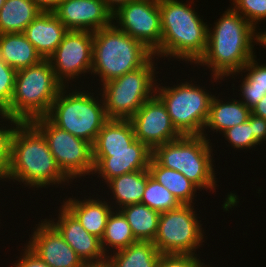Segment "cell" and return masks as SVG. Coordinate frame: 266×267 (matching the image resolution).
Returning <instances> with one entry per match:
<instances>
[{
    "label": "cell",
    "instance_id": "obj_1",
    "mask_svg": "<svg viewBox=\"0 0 266 267\" xmlns=\"http://www.w3.org/2000/svg\"><path fill=\"white\" fill-rule=\"evenodd\" d=\"M226 10L213 28L208 25L206 50L196 63L210 69L214 82L240 72L255 56L254 27L231 6Z\"/></svg>",
    "mask_w": 266,
    "mask_h": 267
},
{
    "label": "cell",
    "instance_id": "obj_2",
    "mask_svg": "<svg viewBox=\"0 0 266 267\" xmlns=\"http://www.w3.org/2000/svg\"><path fill=\"white\" fill-rule=\"evenodd\" d=\"M7 179L23 183L28 189L58 187L69 181L72 184L59 168L46 139L31 122H19L15 126Z\"/></svg>",
    "mask_w": 266,
    "mask_h": 267
},
{
    "label": "cell",
    "instance_id": "obj_3",
    "mask_svg": "<svg viewBox=\"0 0 266 267\" xmlns=\"http://www.w3.org/2000/svg\"><path fill=\"white\" fill-rule=\"evenodd\" d=\"M192 1L159 0L162 38L160 47L153 53L157 57L174 58L195 64L207 46L208 24L195 11ZM182 59V60H181Z\"/></svg>",
    "mask_w": 266,
    "mask_h": 267
},
{
    "label": "cell",
    "instance_id": "obj_4",
    "mask_svg": "<svg viewBox=\"0 0 266 267\" xmlns=\"http://www.w3.org/2000/svg\"><path fill=\"white\" fill-rule=\"evenodd\" d=\"M153 52L113 23L93 32L91 75L101 84L142 67Z\"/></svg>",
    "mask_w": 266,
    "mask_h": 267
},
{
    "label": "cell",
    "instance_id": "obj_5",
    "mask_svg": "<svg viewBox=\"0 0 266 267\" xmlns=\"http://www.w3.org/2000/svg\"><path fill=\"white\" fill-rule=\"evenodd\" d=\"M63 85L48 59L16 72L10 107L3 113L18 122L45 117Z\"/></svg>",
    "mask_w": 266,
    "mask_h": 267
},
{
    "label": "cell",
    "instance_id": "obj_6",
    "mask_svg": "<svg viewBox=\"0 0 266 267\" xmlns=\"http://www.w3.org/2000/svg\"><path fill=\"white\" fill-rule=\"evenodd\" d=\"M204 136H182L181 138L156 146L152 158L161 166L182 173L200 191L216 190L217 178L213 168L212 143Z\"/></svg>",
    "mask_w": 266,
    "mask_h": 267
},
{
    "label": "cell",
    "instance_id": "obj_7",
    "mask_svg": "<svg viewBox=\"0 0 266 267\" xmlns=\"http://www.w3.org/2000/svg\"><path fill=\"white\" fill-rule=\"evenodd\" d=\"M94 94L63 86L46 117L57 127L93 145L99 131L109 120L103 99L98 96L100 93L96 97Z\"/></svg>",
    "mask_w": 266,
    "mask_h": 267
},
{
    "label": "cell",
    "instance_id": "obj_8",
    "mask_svg": "<svg viewBox=\"0 0 266 267\" xmlns=\"http://www.w3.org/2000/svg\"><path fill=\"white\" fill-rule=\"evenodd\" d=\"M154 59L153 55L142 67L101 85L99 92L108 119L129 120L155 94L159 72Z\"/></svg>",
    "mask_w": 266,
    "mask_h": 267
},
{
    "label": "cell",
    "instance_id": "obj_9",
    "mask_svg": "<svg viewBox=\"0 0 266 267\" xmlns=\"http://www.w3.org/2000/svg\"><path fill=\"white\" fill-rule=\"evenodd\" d=\"M192 83L189 80L178 84L177 80L176 85L167 87L157 82L155 87V94L166 106L174 127L182 136L203 134L213 97L211 92Z\"/></svg>",
    "mask_w": 266,
    "mask_h": 267
},
{
    "label": "cell",
    "instance_id": "obj_10",
    "mask_svg": "<svg viewBox=\"0 0 266 267\" xmlns=\"http://www.w3.org/2000/svg\"><path fill=\"white\" fill-rule=\"evenodd\" d=\"M194 204H180L177 208L161 212L154 245L161 254H196L202 247L205 232L195 214ZM203 229V230H202Z\"/></svg>",
    "mask_w": 266,
    "mask_h": 267
},
{
    "label": "cell",
    "instance_id": "obj_11",
    "mask_svg": "<svg viewBox=\"0 0 266 267\" xmlns=\"http://www.w3.org/2000/svg\"><path fill=\"white\" fill-rule=\"evenodd\" d=\"M31 123L42 133L59 168L71 181L93 175L91 143L57 127L46 116Z\"/></svg>",
    "mask_w": 266,
    "mask_h": 267
},
{
    "label": "cell",
    "instance_id": "obj_12",
    "mask_svg": "<svg viewBox=\"0 0 266 267\" xmlns=\"http://www.w3.org/2000/svg\"><path fill=\"white\" fill-rule=\"evenodd\" d=\"M113 24L143 43L153 53L162 38L159 0H133L112 13ZM116 22H115V21Z\"/></svg>",
    "mask_w": 266,
    "mask_h": 267
},
{
    "label": "cell",
    "instance_id": "obj_13",
    "mask_svg": "<svg viewBox=\"0 0 266 267\" xmlns=\"http://www.w3.org/2000/svg\"><path fill=\"white\" fill-rule=\"evenodd\" d=\"M92 55L93 32L68 30L48 60L56 79L63 86H69V82L71 84L73 81L79 80L78 78L85 77L86 73L90 75Z\"/></svg>",
    "mask_w": 266,
    "mask_h": 267
},
{
    "label": "cell",
    "instance_id": "obj_14",
    "mask_svg": "<svg viewBox=\"0 0 266 267\" xmlns=\"http://www.w3.org/2000/svg\"><path fill=\"white\" fill-rule=\"evenodd\" d=\"M129 120L135 138L151 150L182 137L174 127L166 106L156 94L144 102Z\"/></svg>",
    "mask_w": 266,
    "mask_h": 267
},
{
    "label": "cell",
    "instance_id": "obj_15",
    "mask_svg": "<svg viewBox=\"0 0 266 267\" xmlns=\"http://www.w3.org/2000/svg\"><path fill=\"white\" fill-rule=\"evenodd\" d=\"M43 220L33 228L27 246L50 267H85L58 230L47 219Z\"/></svg>",
    "mask_w": 266,
    "mask_h": 267
},
{
    "label": "cell",
    "instance_id": "obj_16",
    "mask_svg": "<svg viewBox=\"0 0 266 267\" xmlns=\"http://www.w3.org/2000/svg\"><path fill=\"white\" fill-rule=\"evenodd\" d=\"M53 12L68 30L95 32L113 22L102 0H64Z\"/></svg>",
    "mask_w": 266,
    "mask_h": 267
},
{
    "label": "cell",
    "instance_id": "obj_17",
    "mask_svg": "<svg viewBox=\"0 0 266 267\" xmlns=\"http://www.w3.org/2000/svg\"><path fill=\"white\" fill-rule=\"evenodd\" d=\"M152 158V150L139 140L133 142V150L93 151V175L104 183L116 176L138 170H146ZM100 175V176H99Z\"/></svg>",
    "mask_w": 266,
    "mask_h": 267
},
{
    "label": "cell",
    "instance_id": "obj_18",
    "mask_svg": "<svg viewBox=\"0 0 266 267\" xmlns=\"http://www.w3.org/2000/svg\"><path fill=\"white\" fill-rule=\"evenodd\" d=\"M60 207L58 220H47L58 230L86 265L105 263L107 256L102 249L101 239L88 233L63 204Z\"/></svg>",
    "mask_w": 266,
    "mask_h": 267
},
{
    "label": "cell",
    "instance_id": "obj_19",
    "mask_svg": "<svg viewBox=\"0 0 266 267\" xmlns=\"http://www.w3.org/2000/svg\"><path fill=\"white\" fill-rule=\"evenodd\" d=\"M67 32L68 29L54 12L41 11L23 33L40 56L43 59H49Z\"/></svg>",
    "mask_w": 266,
    "mask_h": 267
},
{
    "label": "cell",
    "instance_id": "obj_20",
    "mask_svg": "<svg viewBox=\"0 0 266 267\" xmlns=\"http://www.w3.org/2000/svg\"><path fill=\"white\" fill-rule=\"evenodd\" d=\"M89 197L88 199L84 197L85 200H79L72 196V198H65L61 204L78 219L88 233L101 239L113 207L102 196L100 197L101 200L96 196L94 198L92 196Z\"/></svg>",
    "mask_w": 266,
    "mask_h": 267
},
{
    "label": "cell",
    "instance_id": "obj_21",
    "mask_svg": "<svg viewBox=\"0 0 266 267\" xmlns=\"http://www.w3.org/2000/svg\"><path fill=\"white\" fill-rule=\"evenodd\" d=\"M250 114L251 110L240 100L233 98L224 102L219 96L213 95L202 136L208 139L207 129L208 132L212 130L216 134H222L225 130L248 121Z\"/></svg>",
    "mask_w": 266,
    "mask_h": 267
},
{
    "label": "cell",
    "instance_id": "obj_22",
    "mask_svg": "<svg viewBox=\"0 0 266 267\" xmlns=\"http://www.w3.org/2000/svg\"><path fill=\"white\" fill-rule=\"evenodd\" d=\"M148 180V169L138 170L116 176L106 184L111 194V206L119 210L130 204L141 203L146 183ZM115 200V201H113Z\"/></svg>",
    "mask_w": 266,
    "mask_h": 267
},
{
    "label": "cell",
    "instance_id": "obj_23",
    "mask_svg": "<svg viewBox=\"0 0 266 267\" xmlns=\"http://www.w3.org/2000/svg\"><path fill=\"white\" fill-rule=\"evenodd\" d=\"M0 59L16 71L43 60L24 33L0 34Z\"/></svg>",
    "mask_w": 266,
    "mask_h": 267
},
{
    "label": "cell",
    "instance_id": "obj_24",
    "mask_svg": "<svg viewBox=\"0 0 266 267\" xmlns=\"http://www.w3.org/2000/svg\"><path fill=\"white\" fill-rule=\"evenodd\" d=\"M136 140L130 120L109 119L92 145L93 151L133 150Z\"/></svg>",
    "mask_w": 266,
    "mask_h": 267
},
{
    "label": "cell",
    "instance_id": "obj_25",
    "mask_svg": "<svg viewBox=\"0 0 266 267\" xmlns=\"http://www.w3.org/2000/svg\"><path fill=\"white\" fill-rule=\"evenodd\" d=\"M161 253L152 241H137L107 256L110 267H157Z\"/></svg>",
    "mask_w": 266,
    "mask_h": 267
},
{
    "label": "cell",
    "instance_id": "obj_26",
    "mask_svg": "<svg viewBox=\"0 0 266 267\" xmlns=\"http://www.w3.org/2000/svg\"><path fill=\"white\" fill-rule=\"evenodd\" d=\"M40 12L32 0H6L0 10V34L23 33Z\"/></svg>",
    "mask_w": 266,
    "mask_h": 267
},
{
    "label": "cell",
    "instance_id": "obj_27",
    "mask_svg": "<svg viewBox=\"0 0 266 267\" xmlns=\"http://www.w3.org/2000/svg\"><path fill=\"white\" fill-rule=\"evenodd\" d=\"M148 169L151 176L166 187L180 204H195L193 201L200 189L182 173L159 165L153 158Z\"/></svg>",
    "mask_w": 266,
    "mask_h": 267
},
{
    "label": "cell",
    "instance_id": "obj_28",
    "mask_svg": "<svg viewBox=\"0 0 266 267\" xmlns=\"http://www.w3.org/2000/svg\"><path fill=\"white\" fill-rule=\"evenodd\" d=\"M256 55L246 64L238 73L231 74L235 79L241 74L243 79L240 84L239 95L242 97L240 101L244 103L250 110L265 96L266 94V64H259ZM246 74L243 77V73ZM236 75V76H234Z\"/></svg>",
    "mask_w": 266,
    "mask_h": 267
},
{
    "label": "cell",
    "instance_id": "obj_29",
    "mask_svg": "<svg viewBox=\"0 0 266 267\" xmlns=\"http://www.w3.org/2000/svg\"><path fill=\"white\" fill-rule=\"evenodd\" d=\"M119 210L127 219L137 241H154L158 231L160 212L143 203L130 204Z\"/></svg>",
    "mask_w": 266,
    "mask_h": 267
},
{
    "label": "cell",
    "instance_id": "obj_30",
    "mask_svg": "<svg viewBox=\"0 0 266 267\" xmlns=\"http://www.w3.org/2000/svg\"><path fill=\"white\" fill-rule=\"evenodd\" d=\"M135 242H137V240L131 231L127 219L120 210L114 211L113 209L108 216L104 234L101 238V245L104 253L108 256L110 254L109 250L111 253L113 251H119Z\"/></svg>",
    "mask_w": 266,
    "mask_h": 267
},
{
    "label": "cell",
    "instance_id": "obj_31",
    "mask_svg": "<svg viewBox=\"0 0 266 267\" xmlns=\"http://www.w3.org/2000/svg\"><path fill=\"white\" fill-rule=\"evenodd\" d=\"M141 203L160 213L172 210L180 205L173 194L151 176L149 169L148 180Z\"/></svg>",
    "mask_w": 266,
    "mask_h": 267
},
{
    "label": "cell",
    "instance_id": "obj_32",
    "mask_svg": "<svg viewBox=\"0 0 266 267\" xmlns=\"http://www.w3.org/2000/svg\"><path fill=\"white\" fill-rule=\"evenodd\" d=\"M1 123L4 121L8 122L5 124L0 123V180L6 181V177L8 175V170L10 166V153H11V138L13 135V131L15 126L19 123L16 120L11 119L5 114L0 113ZM3 119V120H2ZM6 125V126H4ZM11 125V126H10Z\"/></svg>",
    "mask_w": 266,
    "mask_h": 267
},
{
    "label": "cell",
    "instance_id": "obj_33",
    "mask_svg": "<svg viewBox=\"0 0 266 267\" xmlns=\"http://www.w3.org/2000/svg\"><path fill=\"white\" fill-rule=\"evenodd\" d=\"M252 130V113L248 121L236 125L230 129L225 130L222 135L225 140L231 145L232 148L237 149H250L255 148L259 143L255 140Z\"/></svg>",
    "mask_w": 266,
    "mask_h": 267
},
{
    "label": "cell",
    "instance_id": "obj_34",
    "mask_svg": "<svg viewBox=\"0 0 266 267\" xmlns=\"http://www.w3.org/2000/svg\"><path fill=\"white\" fill-rule=\"evenodd\" d=\"M232 5L254 28L258 22L266 21V0H233Z\"/></svg>",
    "mask_w": 266,
    "mask_h": 267
},
{
    "label": "cell",
    "instance_id": "obj_35",
    "mask_svg": "<svg viewBox=\"0 0 266 267\" xmlns=\"http://www.w3.org/2000/svg\"><path fill=\"white\" fill-rule=\"evenodd\" d=\"M16 70L0 59V113L3 114L11 103L15 86Z\"/></svg>",
    "mask_w": 266,
    "mask_h": 267
},
{
    "label": "cell",
    "instance_id": "obj_36",
    "mask_svg": "<svg viewBox=\"0 0 266 267\" xmlns=\"http://www.w3.org/2000/svg\"><path fill=\"white\" fill-rule=\"evenodd\" d=\"M199 257V258H198ZM194 254H161L157 267H208Z\"/></svg>",
    "mask_w": 266,
    "mask_h": 267
},
{
    "label": "cell",
    "instance_id": "obj_37",
    "mask_svg": "<svg viewBox=\"0 0 266 267\" xmlns=\"http://www.w3.org/2000/svg\"><path fill=\"white\" fill-rule=\"evenodd\" d=\"M24 246L23 255L20 254L18 261L16 260L12 267H50L27 245Z\"/></svg>",
    "mask_w": 266,
    "mask_h": 267
},
{
    "label": "cell",
    "instance_id": "obj_38",
    "mask_svg": "<svg viewBox=\"0 0 266 267\" xmlns=\"http://www.w3.org/2000/svg\"><path fill=\"white\" fill-rule=\"evenodd\" d=\"M252 130L255 140L260 144L266 141V119L252 114Z\"/></svg>",
    "mask_w": 266,
    "mask_h": 267
},
{
    "label": "cell",
    "instance_id": "obj_39",
    "mask_svg": "<svg viewBox=\"0 0 266 267\" xmlns=\"http://www.w3.org/2000/svg\"><path fill=\"white\" fill-rule=\"evenodd\" d=\"M43 12H53L64 0H32Z\"/></svg>",
    "mask_w": 266,
    "mask_h": 267
},
{
    "label": "cell",
    "instance_id": "obj_40",
    "mask_svg": "<svg viewBox=\"0 0 266 267\" xmlns=\"http://www.w3.org/2000/svg\"><path fill=\"white\" fill-rule=\"evenodd\" d=\"M251 113L266 119V94L265 96L251 109Z\"/></svg>",
    "mask_w": 266,
    "mask_h": 267
},
{
    "label": "cell",
    "instance_id": "obj_41",
    "mask_svg": "<svg viewBox=\"0 0 266 267\" xmlns=\"http://www.w3.org/2000/svg\"><path fill=\"white\" fill-rule=\"evenodd\" d=\"M254 43L260 44V46L266 48V30L258 32L257 29L254 28Z\"/></svg>",
    "mask_w": 266,
    "mask_h": 267
},
{
    "label": "cell",
    "instance_id": "obj_42",
    "mask_svg": "<svg viewBox=\"0 0 266 267\" xmlns=\"http://www.w3.org/2000/svg\"><path fill=\"white\" fill-rule=\"evenodd\" d=\"M107 7L114 12L119 6L126 4L133 0H102Z\"/></svg>",
    "mask_w": 266,
    "mask_h": 267
},
{
    "label": "cell",
    "instance_id": "obj_43",
    "mask_svg": "<svg viewBox=\"0 0 266 267\" xmlns=\"http://www.w3.org/2000/svg\"><path fill=\"white\" fill-rule=\"evenodd\" d=\"M85 267H110L106 262L102 264H89L86 265Z\"/></svg>",
    "mask_w": 266,
    "mask_h": 267
},
{
    "label": "cell",
    "instance_id": "obj_44",
    "mask_svg": "<svg viewBox=\"0 0 266 267\" xmlns=\"http://www.w3.org/2000/svg\"><path fill=\"white\" fill-rule=\"evenodd\" d=\"M5 2H6V0H0V10H1V8L4 5Z\"/></svg>",
    "mask_w": 266,
    "mask_h": 267
}]
</instances>
